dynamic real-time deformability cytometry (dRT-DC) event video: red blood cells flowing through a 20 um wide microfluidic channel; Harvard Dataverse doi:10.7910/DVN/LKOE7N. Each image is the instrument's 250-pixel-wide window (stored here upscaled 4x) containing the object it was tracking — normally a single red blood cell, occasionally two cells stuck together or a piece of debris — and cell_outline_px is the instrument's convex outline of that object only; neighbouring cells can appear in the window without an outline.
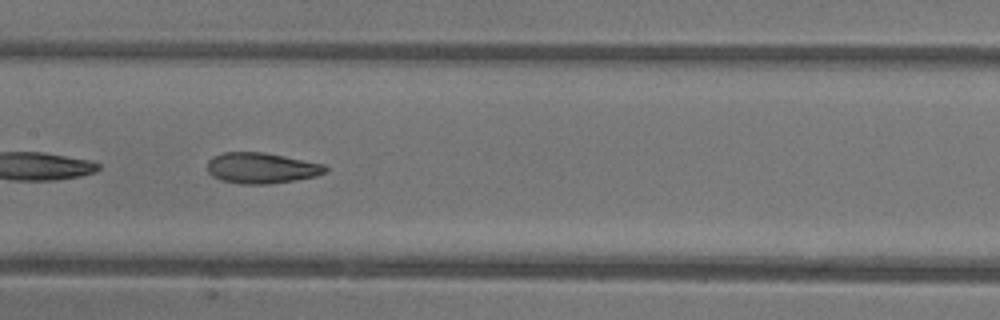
{"species": "common noctule bat (a hibernating species)", "species_latin": "Nyctalus noctula", "temperature_condition": "warm", "stored_images_in_passage": 19, "camera_frame_rate_fps": 3000, "um_per_image_px": 0.085, "animal": {"sex": "female"}, "frame": {"image": 1, "passage_image": 14, "time_ms": 4.333, "image_size_px": [1000, 320], "cell_outline_px": [[328, 168], [324, 172], [316, 176], [296, 180], [268, 184], [244, 184], [220, 180], [212, 176], [208, 172], [208, 160], [212, 156], [224, 152], [264, 152], [324, 164]], "centroid_in_image_um": [22.2, 14.28], "position_along_channel_um": 185.2, "area_um2": 21.15}}